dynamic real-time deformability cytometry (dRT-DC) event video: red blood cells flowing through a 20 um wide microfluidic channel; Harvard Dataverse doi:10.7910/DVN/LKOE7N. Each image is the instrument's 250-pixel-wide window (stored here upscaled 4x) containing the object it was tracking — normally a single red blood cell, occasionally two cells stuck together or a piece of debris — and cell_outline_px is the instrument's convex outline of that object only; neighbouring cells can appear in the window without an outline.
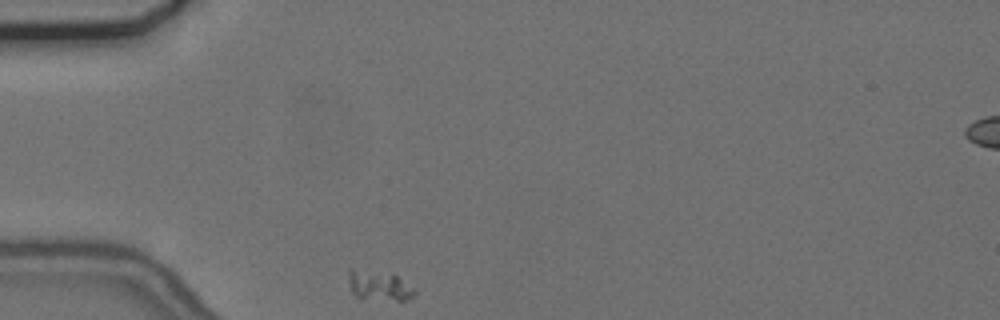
{"species": "common noctule bat (a hibernating species)", "species_latin": "Nyctalus noctula", "temperature_condition": "cold", "stored_images_in_passage": 35, "camera_frame_rate_fps": 3000, "um_per_image_px": 0.085, "animal": {"sex": "female", "body_mass_g": 24.6, "forearm_length_mm": 56.2}, "frame": {"image": 1, "passage_image": 1, "time_ms": 0.0, "image_size_px": [1000, 320], "cell_outline_px": [[416, 292], [408, 300], [360, 300], [352, 292], [348, 284], [348, 268], [352, 268], [396, 276], [416, 288]], "centroid_in_image_um": [32.17, 24.32], "position_along_channel_um": 52.8, "area_um2": 11.62}}
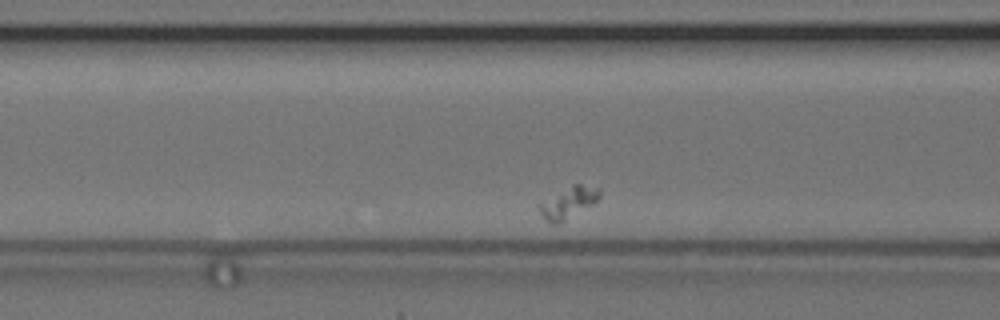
{"frame": {"image": 2, "passage_image": 9, "time_ms": 2.667, "image_size_px": [1000, 320], "cell_outline_px": [[600, 196], [592, 204], [560, 224], [552, 224], [536, 208], [536, 204], [572, 184], [580, 184], [600, 188]], "centroid_in_image_um": [48.28, 17.22], "position_along_channel_um": 118.3, "area_um2": 10.98}}
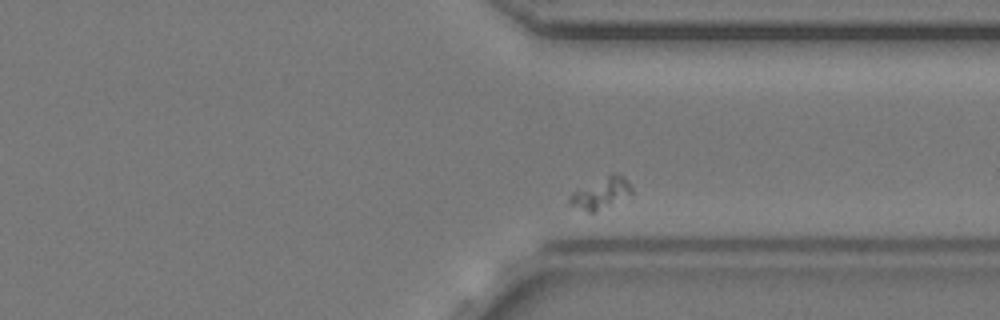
{"frame": {"image": 3, "passage_image": 32, "time_ms": 10.333, "image_size_px": [1000, 320], "cell_outline_px": [[632, 192], [596, 212], [588, 212], [568, 204], [568, 196], [572, 192], [612, 172], [624, 176], [632, 188]], "centroid_in_image_um": [51.03, 16.41], "position_along_channel_um": 360.4, "area_um2": 11.04}}